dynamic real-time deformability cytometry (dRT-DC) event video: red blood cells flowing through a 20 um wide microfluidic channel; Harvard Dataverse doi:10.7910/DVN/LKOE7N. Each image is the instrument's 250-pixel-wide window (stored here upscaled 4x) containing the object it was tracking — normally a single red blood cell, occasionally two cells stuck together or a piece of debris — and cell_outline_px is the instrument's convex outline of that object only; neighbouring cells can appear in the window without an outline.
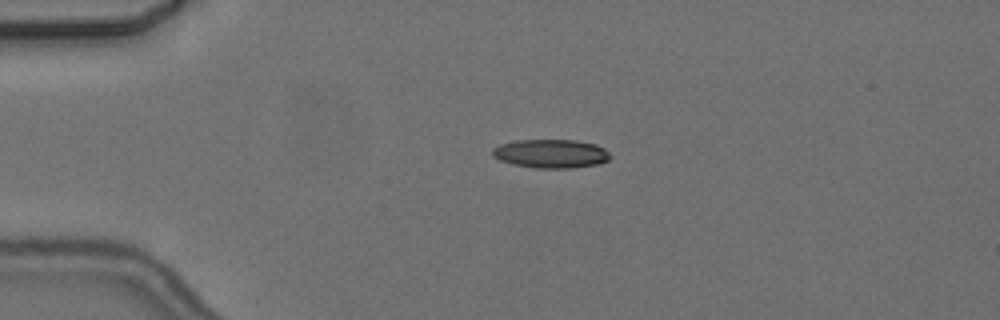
{"species": "common noctule bat (a hibernating species)", "species_latin": "Nyctalus noctula", "temperature_condition": "cold", "stored_images_in_passage": 6, "camera_frame_rate_fps": 3000, "um_per_image_px": 0.085, "animal": {"sex": "female", "body_mass_g": 24.6, "forearm_length_mm": 56.2}, "frame": {"image": 1, "passage_image": 4, "time_ms": 4.333, "image_size_px": [1000, 320], "cell_outline_px": [[612, 156], [608, 160], [600, 164], [572, 168], [536, 168], [512, 164], [500, 160], [492, 156], [492, 148], [500, 144], [516, 140], [576, 140], [596, 144], [604, 148]], "centroid_in_image_um": [46.84, 13.06], "position_along_channel_um": 38.2, "area_um2": 19.88}}